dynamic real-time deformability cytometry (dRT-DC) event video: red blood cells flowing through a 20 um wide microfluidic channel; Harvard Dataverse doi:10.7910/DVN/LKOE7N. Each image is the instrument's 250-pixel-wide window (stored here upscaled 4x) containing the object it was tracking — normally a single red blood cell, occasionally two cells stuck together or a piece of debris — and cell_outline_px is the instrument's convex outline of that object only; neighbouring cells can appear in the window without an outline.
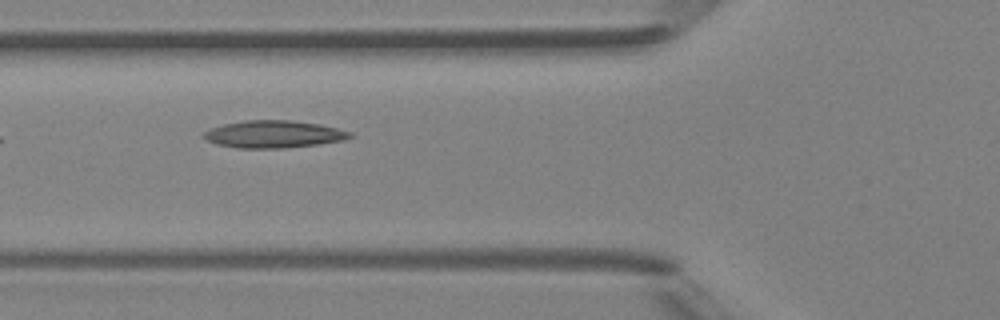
{"species": "Egyptian fruit bat (a non-hibernating species)", "species_latin": "Rousettus aegyptiacus", "temperature_condition": "room temperature", "stored_images_in_passage": 7, "camera_frame_rate_fps": 3000, "um_per_image_px": 0.085, "animal": {"sex": "female"}, "frame": {"image": 1, "passage_image": 5, "time_ms": 4.667, "image_size_px": [1000, 320], "cell_outline_px": [[356, 136], [344, 140], [316, 144], [284, 148], [236, 148], [216, 144], [200, 136], [204, 132], [212, 128], [224, 124], [244, 120], [292, 120], [320, 124], [352, 132]], "centroid_in_image_um": [23.27, 11.4], "position_along_channel_um": 102.5, "area_um2": 23.35}}
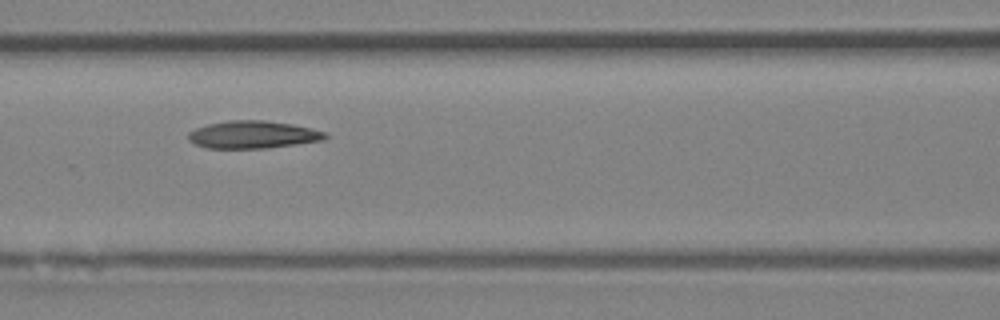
{"frame": {"image": 2, "passage_image": 6, "time_ms": 5.667, "image_size_px": [1000, 320], "cell_outline_px": [[328, 136], [324, 140], [268, 148], [208, 148], [196, 144], [188, 140], [188, 132], [196, 128], [208, 124], [228, 120], [264, 120], [292, 124], [312, 128], [324, 132]], "centroid_in_image_um": [21.5, 11.44], "position_along_channel_um": 145.1, "area_um2": 21.96}}
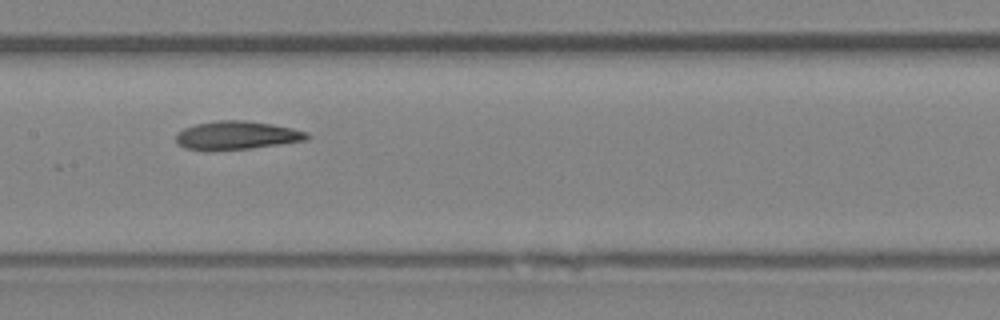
{"frame": {"image": 3, "passage_image": 7, "time_ms": 6.667, "image_size_px": [1000, 320], "cell_outline_px": [[312, 136], [304, 140], [280, 144], [252, 148], [184, 148], [176, 144], [176, 132], [184, 128], [196, 124], [216, 120], [244, 120], [272, 124], [292, 128], [308, 132]], "centroid_in_image_um": [20.15, 11.47], "position_along_channel_um": 187.3, "area_um2": 21.15}}